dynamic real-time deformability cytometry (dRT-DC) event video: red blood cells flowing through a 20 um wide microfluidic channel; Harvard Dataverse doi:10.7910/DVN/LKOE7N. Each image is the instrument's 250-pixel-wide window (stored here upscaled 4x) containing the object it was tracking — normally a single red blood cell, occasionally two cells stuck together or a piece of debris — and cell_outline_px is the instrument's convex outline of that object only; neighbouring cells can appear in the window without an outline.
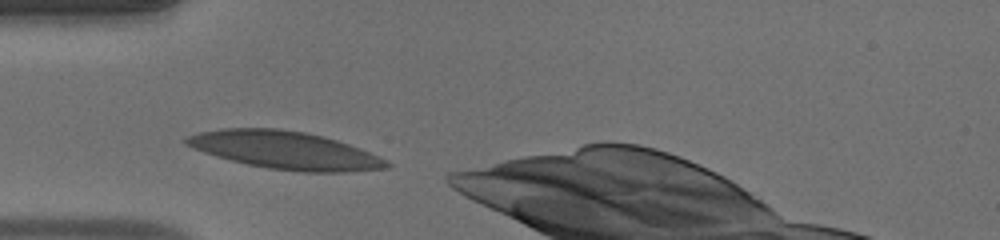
{"species": "human", "species_latin": "Homo sapiens", "temperature_condition": "warm", "stored_images_in_passage": 27, "camera_frame_rate_fps": 3000, "um_per_image_px": 0.085, "donor": {"sex": "male"}, "frame": {"image": 1, "passage_image": 1, "time_ms": 0.0, "image_size_px": [1000, 240], "cell_outline_px": [[392, 164], [384, 168], [340, 172], [304, 172], [268, 168], [248, 164], [232, 160], [204, 152], [184, 144], [184, 140], [188, 136], [200, 132], [224, 128], [276, 128], [304, 132], [324, 136], [348, 144], [368, 152]], "centroid_in_image_um": [24.18, 12.76], "position_along_channel_um": 60.8, "area_um2": 43.29}}
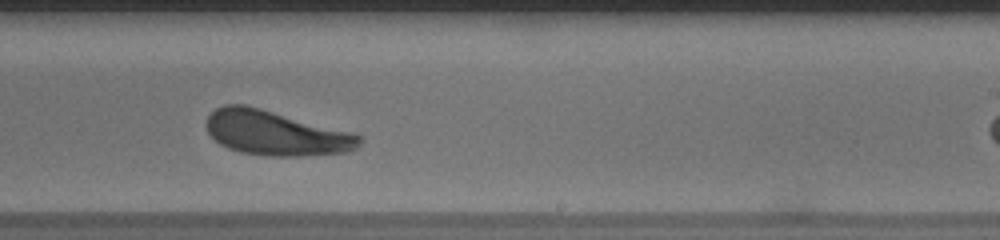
{"frame": {"image": 2, "passage_image": 16, "time_ms": 5.0, "image_size_px": [1000, 240], "cell_outline_px": [[360, 144], [356, 148], [344, 152], [300, 156], [272, 156], [240, 152], [228, 148], [220, 144], [208, 132], [208, 116], [216, 108], [224, 104], [244, 104], [260, 108], [352, 132], [360, 136]], "centroid_in_image_um": [23.42, 11.3], "position_along_channel_um": 265.6, "area_um2": 39.36}}
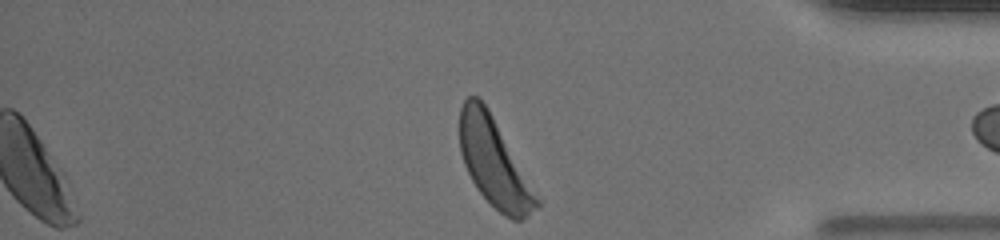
{"frame": {"image": 3, "passage_image": 27, "time_ms": 8.667, "image_size_px": [1000, 240], "cell_outline_px": [[540, 204], [528, 216], [520, 220], [512, 220], [500, 212], [480, 192], [472, 180], [464, 164], [460, 152], [460, 108], [464, 100], [468, 96], [476, 96], [488, 108], [540, 200]], "centroid_in_image_um": [41.98, 13.81], "position_along_channel_um": 393.2, "area_um2": 38.61}, "authors_computed_cell_mechanics": {"area_um2": 39.8242, "velocity_mm_per_s": 4.1468, "shape_relaxation_time_tau1_ms": 1.9865, "shape_relaxation_time_tau2_ms": 2.3976, "deformation_change_tau1": 0.1041, "deformation_change_tau2": 0.0827}}